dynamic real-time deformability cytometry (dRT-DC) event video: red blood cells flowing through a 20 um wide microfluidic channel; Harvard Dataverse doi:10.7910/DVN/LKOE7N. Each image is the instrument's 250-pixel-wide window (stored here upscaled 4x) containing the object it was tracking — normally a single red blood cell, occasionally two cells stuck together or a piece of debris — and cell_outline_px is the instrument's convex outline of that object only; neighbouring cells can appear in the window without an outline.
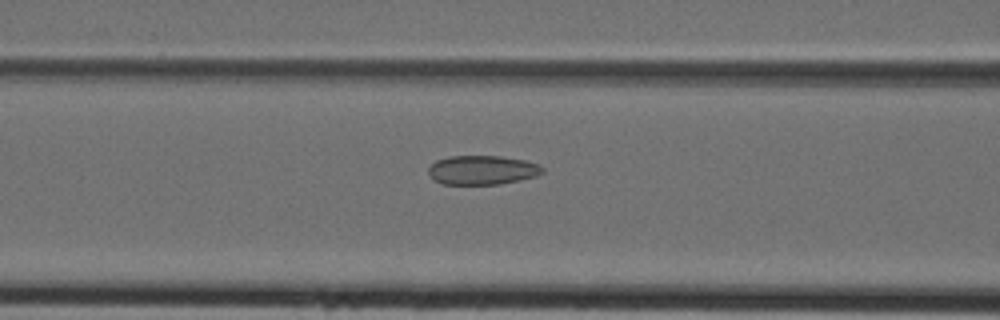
{"species": "Egyptian fruit bat (a non-hibernating species)", "species_latin": "Rousettus aegyptiacus", "temperature_condition": "cold", "stored_images_in_passage": 44, "camera_frame_rate_fps": 3000, "um_per_image_px": 0.085, "animal": {"sex": "female"}, "frame": {"image": 1, "passage_image": 18, "time_ms": 5.667, "image_size_px": [1000, 320], "cell_outline_px": [[544, 172], [536, 176], [520, 180], [500, 184], [444, 184], [432, 180], [428, 172], [428, 168], [436, 160], [448, 156], [500, 156], [524, 160], [536, 164], [544, 168]], "centroid_in_image_um": [40.96, 14.45], "position_along_channel_um": 125.6, "area_um2": 19.42}}
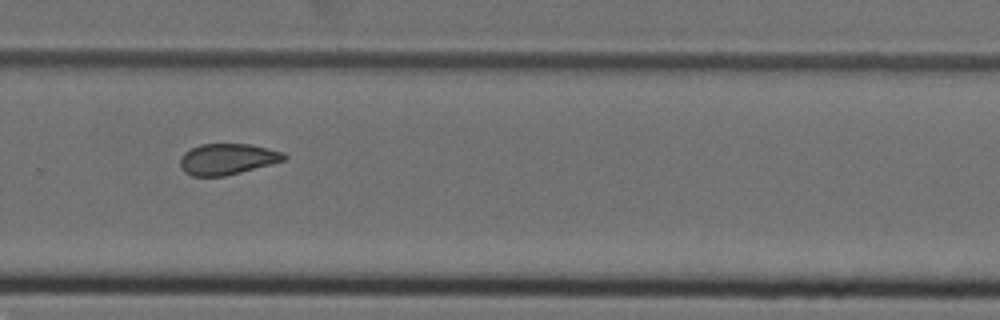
{"frame": {"image": 2, "passage_image": 30, "time_ms": 9.667, "image_size_px": [1000, 320], "cell_outline_px": [[288, 156], [284, 160], [240, 172], [224, 176], [192, 176], [184, 172], [180, 168], [180, 156], [184, 152], [200, 144], [248, 144], [284, 152]], "centroid_in_image_um": [19.28, 13.52], "position_along_channel_um": 310.5, "area_um2": 18.67}}
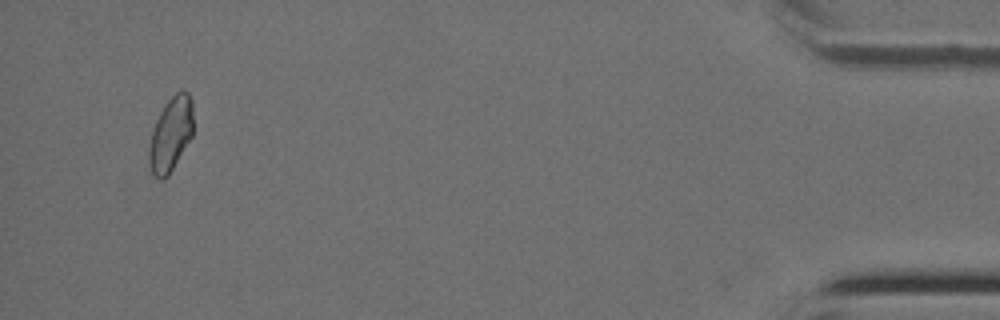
{"frame": {"image": 3, "passage_image": 42, "time_ms": 13.667, "image_size_px": [1000, 320], "cell_outline_px": [[192, 136], [168, 176], [160, 180], [152, 172], [148, 160], [148, 148], [152, 132], [156, 120], [164, 104], [180, 88], [184, 88], [188, 92], [192, 100]], "centroid_in_image_um": [14.51, 11.37], "position_along_channel_um": 420.7, "area_um2": 19.13}}